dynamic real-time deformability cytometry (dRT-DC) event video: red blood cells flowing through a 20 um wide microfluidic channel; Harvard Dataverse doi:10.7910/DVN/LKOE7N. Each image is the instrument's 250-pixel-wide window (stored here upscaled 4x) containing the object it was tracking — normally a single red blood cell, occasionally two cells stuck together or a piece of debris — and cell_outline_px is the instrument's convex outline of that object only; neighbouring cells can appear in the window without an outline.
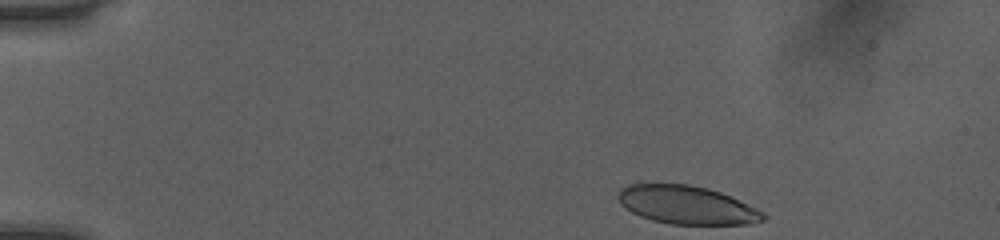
{"species": "human", "species_latin": "Homo sapiens", "temperature_condition": "room temperature", "stored_images_in_passage": 44, "camera_frame_rate_fps": 3000, "um_per_image_px": 0.085, "donor": {"sex": "female"}, "frame": {"image": 1, "passage_image": 1, "time_ms": 0.0, "image_size_px": [1000, 240], "cell_outline_px": [[768, 216], [764, 220], [752, 224], [672, 224], [652, 220], [640, 216], [632, 212], [620, 204], [616, 196], [620, 188], [628, 184], [688, 184], [708, 188], [720, 192], [756, 208], [764, 212]], "centroid_in_image_um": [58.36, 17.42], "position_along_channel_um": 26.6, "area_um2": 32.43}}
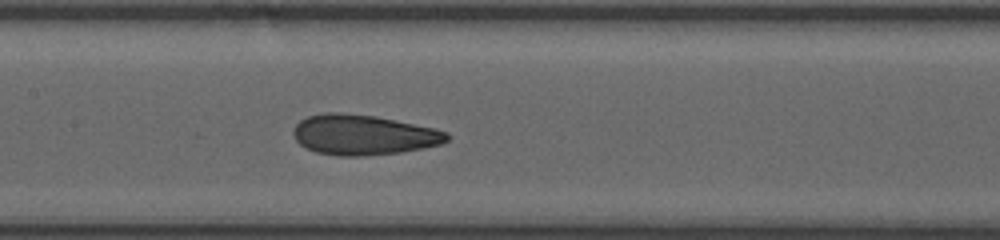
{"frame": {"image": 2, "passage_image": 19, "time_ms": 6.0, "image_size_px": [1000, 240], "cell_outline_px": [[448, 140], [440, 144], [424, 148], [400, 152], [364, 156], [336, 156], [316, 152], [300, 144], [296, 140], [292, 132], [296, 124], [300, 120], [308, 116], [324, 112], [340, 112], [376, 116], [436, 128], [448, 132]], "centroid_in_image_um": [30.88, 11.45], "position_along_channel_um": 176.5, "area_um2": 36.13}}
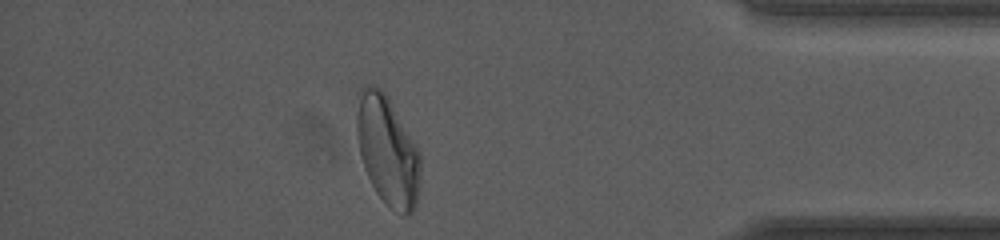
{"frame": {"image": 3, "passage_image": 38, "time_ms": 12.333, "image_size_px": [1000, 240], "cell_outline_px": [[420, 168], [416, 208], [408, 216], [404, 216], [396, 212], [376, 192], [364, 168], [360, 156], [356, 136], [356, 116], [360, 88], [364, 84], [372, 84], [380, 88], [384, 92], [420, 152]], "centroid_in_image_um": [32.92, 12.81], "position_along_channel_um": 402.3, "area_um2": 40.4}, "authors_computed_cell_mechanics": {"area_um2": 35.8938, "velocity_mm_per_s": 4.057, "shape_relaxation_time_tau1_ms": 6.0654, "shape_relaxation_time_tau2_ms": 1.1614, "deformation_change_tau1": 0.1904, "deformation_change_tau2": 0.0742}}